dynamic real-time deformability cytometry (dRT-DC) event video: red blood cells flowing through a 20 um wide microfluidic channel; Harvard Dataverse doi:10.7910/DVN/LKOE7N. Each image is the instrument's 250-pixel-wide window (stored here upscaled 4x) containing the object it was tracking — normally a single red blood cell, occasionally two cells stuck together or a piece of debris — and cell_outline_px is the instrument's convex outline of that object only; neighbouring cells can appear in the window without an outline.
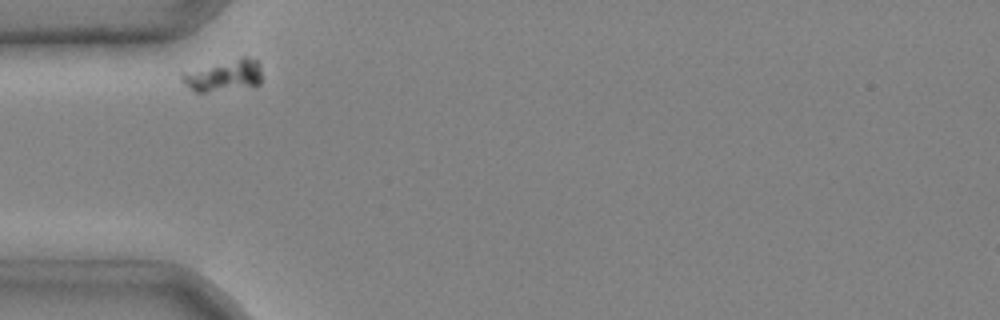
{"species": "common noctule bat (a hibernating species)", "species_latin": "Nyctalus noctula", "temperature_condition": "cold", "stored_images_in_passage": 5, "camera_frame_rate_fps": 3000, "um_per_image_px": 0.085, "animal": {"sex": "male", "body_mass_g": 20.4}, "frame": {"image": 1, "passage_image": 1, "time_ms": 0.0, "image_size_px": [1000, 320], "cell_outline_px": [[260, 84], [204, 92], [196, 92], [184, 84], [180, 76], [184, 72], [240, 56], [244, 56], [256, 60], [260, 64]], "centroid_in_image_um": [19.02, 6.39], "position_along_channel_um": 66.0, "area_um2": 14.39}}
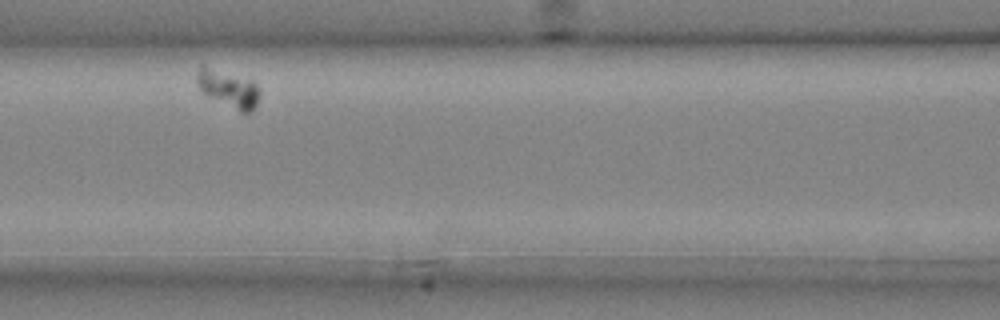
{"frame": {"image": 2, "passage_image": 3, "time_ms": 0.667, "image_size_px": [1000, 320], "cell_outline_px": [[260, 96], [252, 112], [240, 112], [200, 92], [196, 80], [196, 76], [200, 64], [252, 80], [260, 88]], "centroid_in_image_um": [19.41, 7.53], "position_along_channel_um": 147.2, "area_um2": 13.76}}
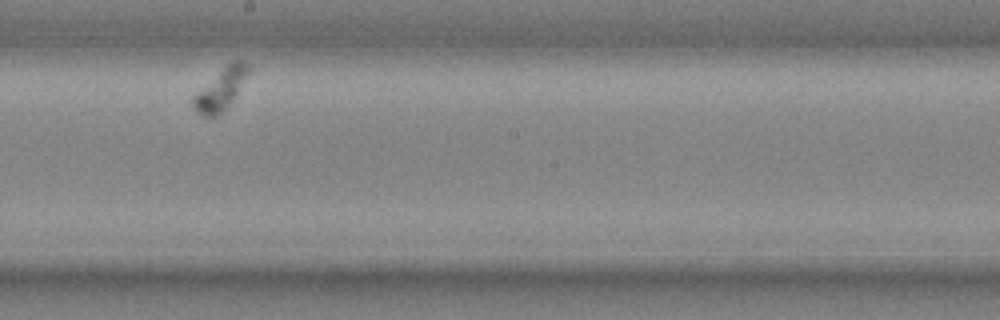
{"frame": {"image": 3, "passage_image": 5, "time_ms": 1.333, "image_size_px": [1000, 320], "cell_outline_px": [[252, 68], [236, 92], [224, 108], [216, 116], [204, 116], [196, 112], [192, 108], [192, 96], [232, 60], [240, 60], [252, 64]], "centroid_in_image_um": [18.75, 7.54], "position_along_channel_um": 229.4, "area_um2": 12.83}}